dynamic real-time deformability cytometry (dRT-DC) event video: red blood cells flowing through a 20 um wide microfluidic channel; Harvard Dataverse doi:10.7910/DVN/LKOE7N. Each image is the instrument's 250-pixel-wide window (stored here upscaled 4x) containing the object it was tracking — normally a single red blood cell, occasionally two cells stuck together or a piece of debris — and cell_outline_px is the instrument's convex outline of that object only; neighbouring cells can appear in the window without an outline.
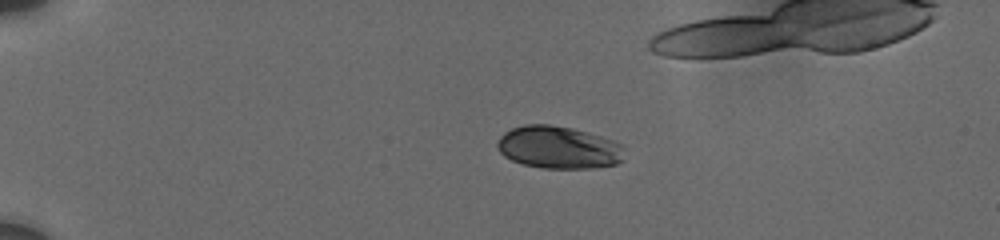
{"species": "human", "species_latin": "Homo sapiens", "temperature_condition": "cold", "stored_images_in_passage": 52, "camera_frame_rate_fps": 3000, "um_per_image_px": 0.085, "donor": {"sex": "male"}, "frame": {"image": 1, "passage_image": 15, "time_ms": 4.667, "image_size_px": [1000, 240], "cell_outline_px": [[624, 160], [616, 164], [592, 168], [540, 168], [524, 164], [512, 160], [504, 156], [500, 152], [496, 144], [500, 136], [504, 132], [512, 128], [524, 124], [548, 124], [572, 128], [600, 136], [612, 140], [620, 144], [624, 148]], "centroid_in_image_um": [47.47, 12.53], "position_along_channel_um": 37.5, "area_um2": 31.56}}
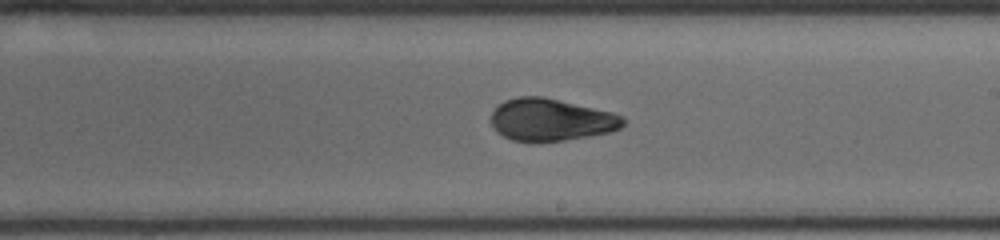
{"frame": {"image": 2, "passage_image": 37, "time_ms": 12.0, "image_size_px": [1000, 240], "cell_outline_px": [[624, 124], [620, 128], [612, 132], [564, 140], [532, 144], [512, 140], [496, 132], [492, 124], [492, 112], [504, 100], [516, 96], [544, 96], [612, 112], [624, 116]], "centroid_in_image_um": [46.82, 10.19], "position_along_channel_um": 242.2, "area_um2": 33.0}}
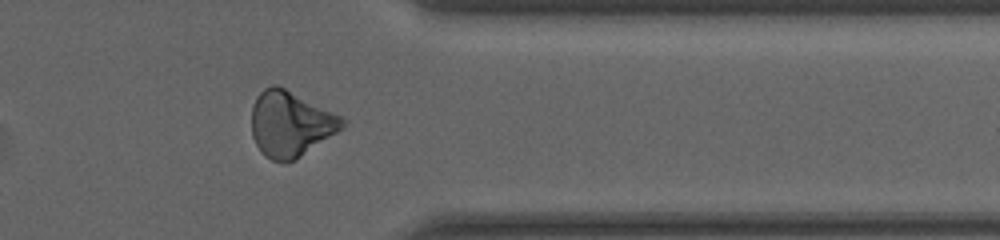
{"frame": {"image": 3, "passage_image": 49, "time_ms": 16.0, "image_size_px": [1000, 240], "cell_outline_px": [[344, 128], [300, 156], [292, 160], [272, 160], [264, 156], [256, 144], [252, 136], [252, 104], [256, 96], [264, 88], [272, 84], [276, 84], [340, 116], [344, 120]], "centroid_in_image_um": [24.65, 10.51], "position_along_channel_um": 386.8, "area_um2": 33.99}}